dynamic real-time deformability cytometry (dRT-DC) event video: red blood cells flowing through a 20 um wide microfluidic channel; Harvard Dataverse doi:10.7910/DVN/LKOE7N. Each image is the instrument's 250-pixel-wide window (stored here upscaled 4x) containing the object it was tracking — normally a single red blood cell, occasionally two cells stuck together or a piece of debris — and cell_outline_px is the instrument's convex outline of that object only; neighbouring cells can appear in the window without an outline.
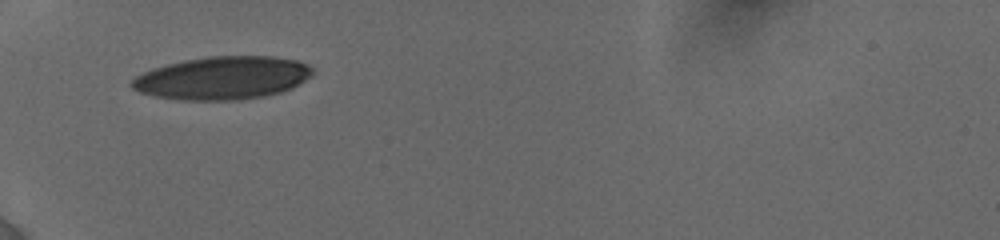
{"species": "human", "species_latin": "Homo sapiens", "temperature_condition": "cold", "stored_images_in_passage": 26, "camera_frame_rate_fps": 3000, "um_per_image_px": 0.085, "donor": {"sex": "female"}, "frame": {"image": 1, "passage_image": 1, "time_ms": 0.0, "image_size_px": [1000, 240], "cell_outline_px": [[312, 76], [292, 88], [280, 92], [264, 96], [240, 100], [180, 100], [156, 96], [140, 92], [132, 88], [128, 84], [136, 76], [152, 68], [184, 60], [208, 56], [272, 56], [296, 60], [308, 64], [312, 68]], "centroid_in_image_um": [18.91, 6.62], "position_along_channel_um": 66.1, "area_um2": 45.37}}
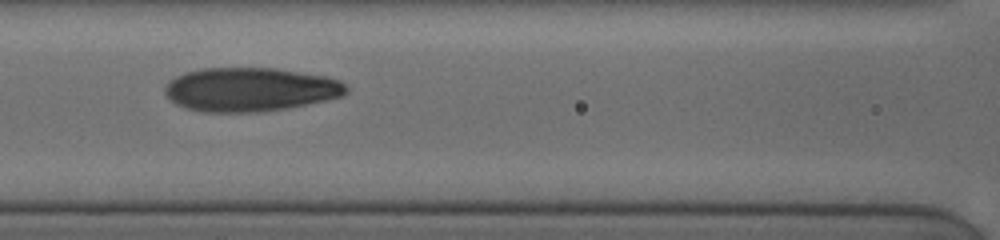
{"frame": {"image": 2, "passage_image": 17, "time_ms": 2.333, "image_size_px": [1000, 240], "cell_outline_px": [[348, 92], [340, 96], [324, 100], [288, 108], [260, 112], [200, 112], [184, 108], [176, 104], [164, 92], [164, 88], [168, 80], [184, 72], [200, 68], [276, 68], [328, 76], [340, 80], [348, 84]], "centroid_in_image_um": [21.26, 7.6], "position_along_channel_um": 145.3, "area_um2": 46.76}}
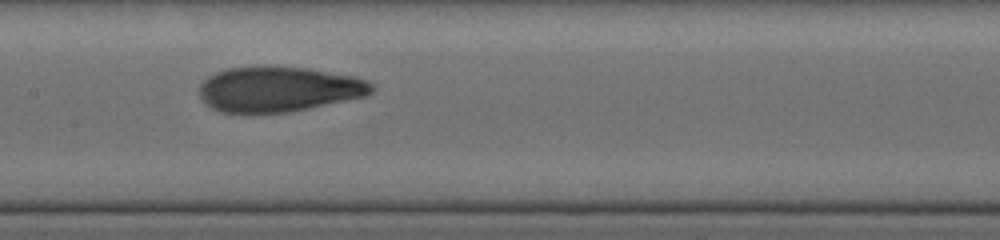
{"frame": {"image": 3, "passage_image": 25, "time_ms": 3.333, "image_size_px": [1000, 240], "cell_outline_px": [[372, 92], [364, 96], [308, 108], [288, 112], [220, 112], [212, 108], [200, 96], [200, 84], [208, 76], [216, 72], [228, 68], [264, 64], [268, 64], [308, 68], [352, 76], [364, 80], [372, 84]], "centroid_in_image_um": [23.64, 7.54], "position_along_channel_um": 183.8, "area_um2": 45.37}}